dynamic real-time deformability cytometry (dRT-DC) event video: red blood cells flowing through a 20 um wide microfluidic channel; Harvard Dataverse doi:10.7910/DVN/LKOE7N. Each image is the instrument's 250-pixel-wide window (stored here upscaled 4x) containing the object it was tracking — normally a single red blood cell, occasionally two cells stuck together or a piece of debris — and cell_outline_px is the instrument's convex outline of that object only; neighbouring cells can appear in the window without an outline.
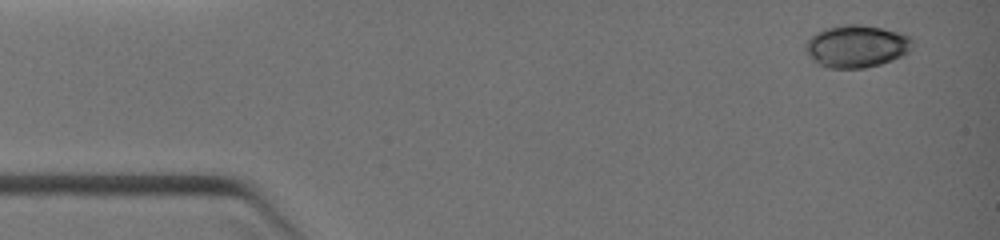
{"species": "common noctule bat (a hibernating species)", "species_latin": "Nyctalus noctula", "temperature_condition": "warm", "stored_images_in_passage": 4, "camera_frame_rate_fps": 3000, "um_per_image_px": 0.085, "animal": {"sex": "female", "body_mass_g": 19.0, "forearm_length_mm": 51.5}, "frame": {"image": 1, "passage_image": 1, "time_ms": 0.0, "image_size_px": [1000, 240], "cell_outline_px": [[912, 36], [908, 52], [900, 56], [880, 64], [864, 68], [828, 68], [820, 64], [804, 48], [804, 44], [816, 32], [824, 28], [844, 24], [860, 24], [880, 28]], "centroid_in_image_um": [72.78, 3.92], "position_along_channel_um": 12.2, "area_um2": 25.95}}
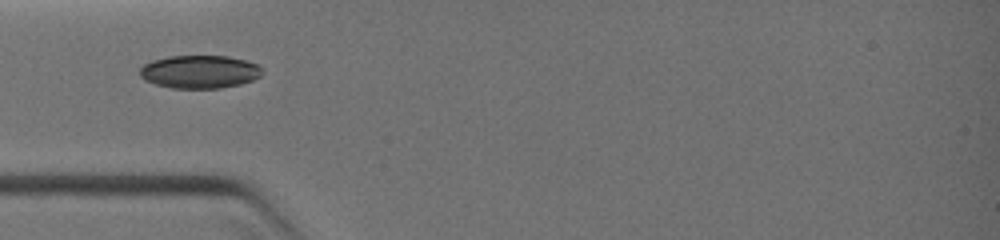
{"frame": {"image": 2, "passage_image": 4, "time_ms": 3.0, "image_size_px": [1000, 240], "cell_outline_px": [[264, 72], [260, 76], [252, 80], [240, 84], [220, 88], [172, 88], [156, 84], [144, 80], [140, 76], [140, 68], [144, 64], [152, 60], [172, 56], [228, 56], [244, 60], [256, 64]], "centroid_in_image_um": [16.96, 6.1], "position_along_channel_um": 68.0, "area_um2": 23.47}}